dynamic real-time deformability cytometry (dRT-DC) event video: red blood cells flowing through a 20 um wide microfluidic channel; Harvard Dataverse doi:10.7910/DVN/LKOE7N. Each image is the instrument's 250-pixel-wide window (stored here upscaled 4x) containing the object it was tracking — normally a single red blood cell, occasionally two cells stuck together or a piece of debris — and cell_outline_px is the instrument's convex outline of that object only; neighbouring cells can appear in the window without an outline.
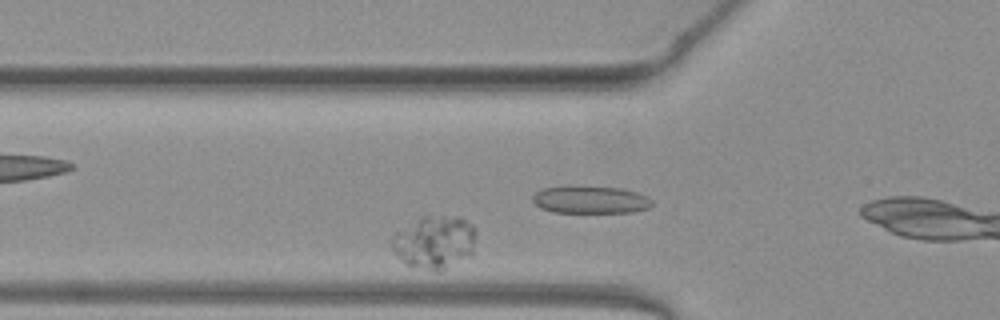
{"species": "common noctule bat (a hibernating species)", "species_latin": "Nyctalus noctula", "temperature_condition": "warm", "stored_images_in_passage": 10, "camera_frame_rate_fps": 3000, "um_per_image_px": 0.085, "animal": {"sex": "female", "body_mass_g": 19.3, "forearm_length_mm": 54.1}, "frame": {"image": 1, "passage_image": 5, "time_ms": 1.333, "image_size_px": [1000, 320], "cell_outline_px": [[476, 240], [472, 256], [440, 272], [436, 272], [404, 264], [392, 252], [392, 236], [396, 232], [420, 216], [444, 216], [464, 220], [472, 224], [476, 228]], "centroid_in_image_um": [36.94, 20.62], "position_along_channel_um": 88.9, "area_um2": 26.47}}